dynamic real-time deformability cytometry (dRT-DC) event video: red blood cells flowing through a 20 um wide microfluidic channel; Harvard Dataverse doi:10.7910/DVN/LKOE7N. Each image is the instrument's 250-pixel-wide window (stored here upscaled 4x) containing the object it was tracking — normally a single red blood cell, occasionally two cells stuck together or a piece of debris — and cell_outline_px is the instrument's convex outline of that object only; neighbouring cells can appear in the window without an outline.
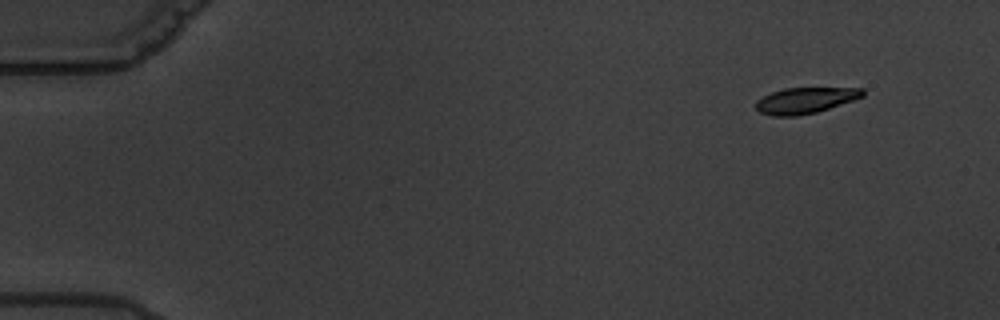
{"species": "common noctule bat (a hibernating species)", "species_latin": "Nyctalus noctula", "temperature_condition": "warm", "stored_images_in_passage": 6, "camera_frame_rate_fps": 3000, "um_per_image_px": 0.085, "animal": {"sex": "male", "body_mass_g": 19.5, "forearm_length_mm": 54.6}, "frame": {"image": 1, "passage_image": 2, "time_ms": 1.333, "image_size_px": [1000, 320], "cell_outline_px": [[864, 96], [816, 112], [796, 116], [772, 116], [760, 112], [756, 108], [756, 100], [772, 92], [784, 88], [864, 88]], "centroid_in_image_um": [68.42, 8.53], "position_along_channel_um": 16.6, "area_um2": 15.95}}
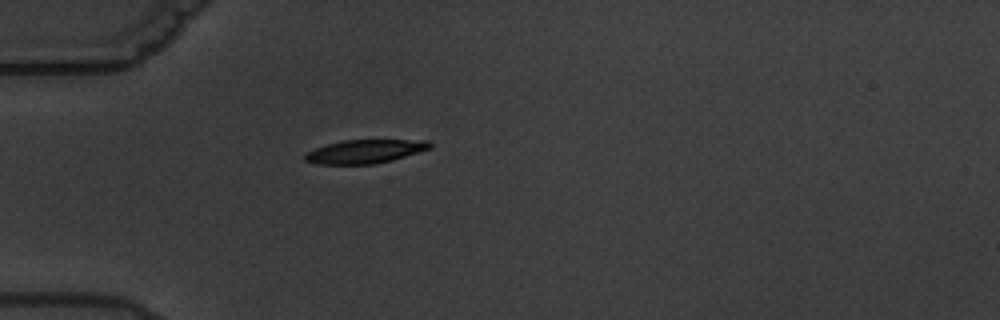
{"frame": {"image": 2, "passage_image": 5, "time_ms": 5.667, "image_size_px": [1000, 320], "cell_outline_px": [[432, 148], [392, 160], [376, 164], [316, 164], [304, 160], [304, 156], [308, 152], [316, 148], [328, 144], [344, 140], [428, 140], [432, 144]], "centroid_in_image_um": [31.05, 12.87], "position_along_channel_um": 54.0, "area_um2": 17.11}}